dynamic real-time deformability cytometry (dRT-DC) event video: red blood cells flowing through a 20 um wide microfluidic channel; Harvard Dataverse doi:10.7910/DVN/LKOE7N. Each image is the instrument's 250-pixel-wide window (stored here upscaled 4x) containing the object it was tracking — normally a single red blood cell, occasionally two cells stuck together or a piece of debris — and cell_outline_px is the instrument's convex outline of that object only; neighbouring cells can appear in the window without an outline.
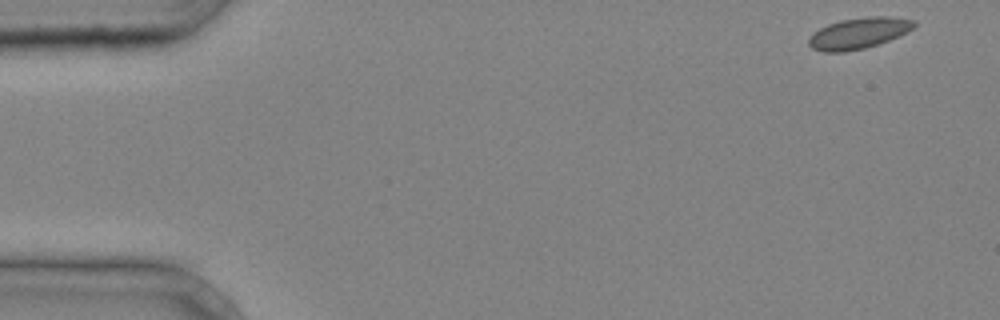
{"species": "common noctule bat (a hibernating species)", "species_latin": "Nyctalus noctula", "temperature_condition": "cold", "stored_images_in_passage": 33, "camera_frame_rate_fps": 3000, "um_per_image_px": 0.085, "animal": {"sex": "male", "body_mass_g": 20.4}, "frame": {"image": 1, "passage_image": 1, "time_ms": 0.0, "image_size_px": [1000, 320], "cell_outline_px": [[916, 24], [908, 32], [888, 40], [864, 48], [844, 52], [824, 52], [812, 48], [808, 44], [808, 40], [820, 28], [828, 24], [840, 20], [868, 16], [892, 16], [916, 20]], "centroid_in_image_um": [73.02, 2.81], "position_along_channel_um": 12.0, "area_um2": 18.96}}
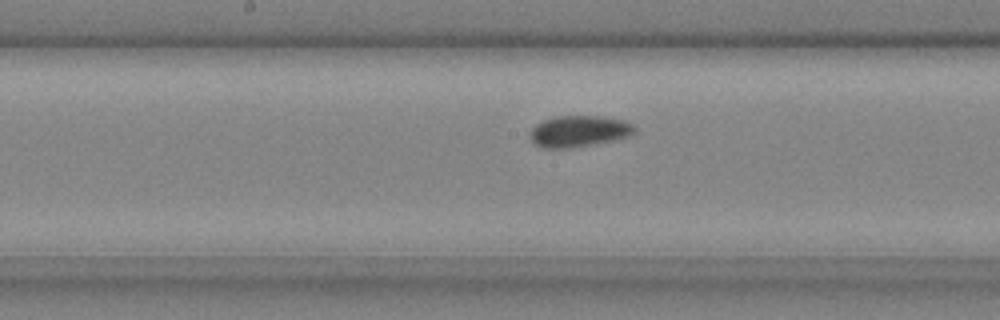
{"frame": {"image": 2, "passage_image": 21, "time_ms": 6.667, "image_size_px": [1000, 320], "cell_outline_px": [[636, 128], [628, 136], [612, 140], [592, 144], [568, 148], [544, 148], [536, 144], [528, 136], [528, 132], [536, 124], [544, 120], [556, 116], [600, 116], [624, 120], [632, 124]], "centroid_in_image_um": [49.16, 11.14], "position_along_channel_um": 199.0, "area_um2": 18.9}}
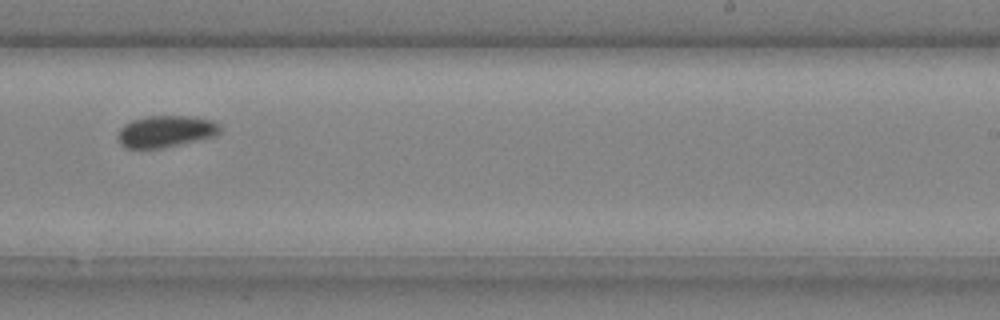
{"frame": {"image": 3, "passage_image": 26, "time_ms": 8.333, "image_size_px": [1000, 320], "cell_outline_px": [[220, 132], [216, 136], [180, 144], [160, 148], [124, 148], [120, 144], [120, 128], [124, 124], [132, 120], [148, 116], [192, 116], [212, 120], [220, 124]], "centroid_in_image_um": [14.12, 11.16], "position_along_channel_um": 274.9, "area_um2": 18.79}}